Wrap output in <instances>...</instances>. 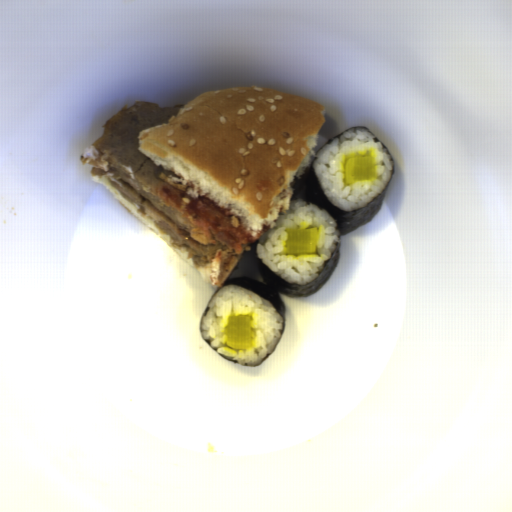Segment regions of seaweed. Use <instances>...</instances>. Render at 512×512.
<instances>
[{"mask_svg":"<svg viewBox=\"0 0 512 512\" xmlns=\"http://www.w3.org/2000/svg\"><path fill=\"white\" fill-rule=\"evenodd\" d=\"M317 158L318 156L311 158L301 175H294L289 183L294 190L290 201L300 200L306 205H314L322 211H326L335 222L333 228L337 236L336 239H333V249L330 257L325 258L318 267L317 276L305 283L286 280L259 257L257 246L262 242L258 239L251 244L250 254L264 282L244 276L226 278L221 287L217 288L211 297L212 300L215 294L226 286H239L250 290L269 302L281 317L280 336L285 329L286 322L285 303L281 295H286L291 299L309 298L326 285L339 262L341 236H346L375 219L385 201L387 189L393 179V172H391L383 190L377 193L366 205L344 210L328 198L315 172L314 162Z\"/></svg>","mask_w":512,"mask_h":512,"instance_id":"obj_1","label":"seaweed"}]
</instances>
